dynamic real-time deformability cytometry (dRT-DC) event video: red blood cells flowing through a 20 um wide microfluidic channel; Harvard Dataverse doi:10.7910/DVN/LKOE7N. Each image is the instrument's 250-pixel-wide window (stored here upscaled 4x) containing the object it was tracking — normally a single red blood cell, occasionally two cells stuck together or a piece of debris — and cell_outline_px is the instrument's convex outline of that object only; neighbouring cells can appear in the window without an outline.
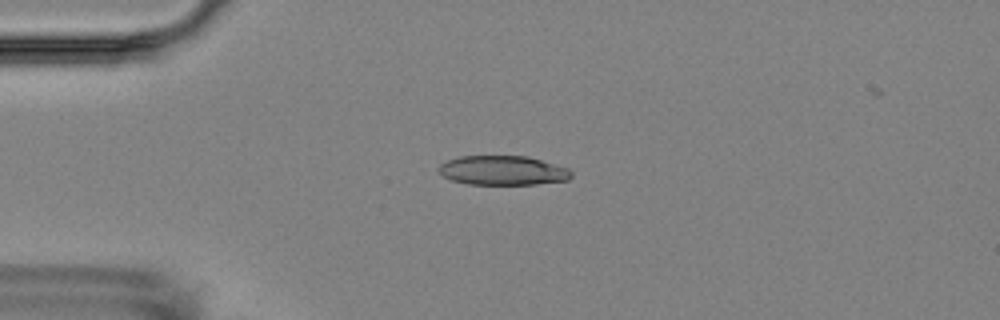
{"species": "Egyptian fruit bat (a non-hibernating species)", "species_latin": "Rousettus aegyptiacus", "temperature_condition": "room temperature", "stored_images_in_passage": 2, "camera_frame_rate_fps": 3000, "um_per_image_px": 0.085, "animal": {"sex": "female"}, "frame": {"image": 1, "passage_image": 1, "time_ms": 0.0, "image_size_px": [1000, 320], "cell_outline_px": [[572, 176], [568, 180], [536, 184], [468, 184], [452, 180], [444, 176], [436, 168], [440, 164], [448, 160], [460, 156], [528, 156], [568, 168], [572, 172]], "centroid_in_image_um": [42.74, 14.48], "position_along_channel_um": 42.3, "area_um2": 22.66}}